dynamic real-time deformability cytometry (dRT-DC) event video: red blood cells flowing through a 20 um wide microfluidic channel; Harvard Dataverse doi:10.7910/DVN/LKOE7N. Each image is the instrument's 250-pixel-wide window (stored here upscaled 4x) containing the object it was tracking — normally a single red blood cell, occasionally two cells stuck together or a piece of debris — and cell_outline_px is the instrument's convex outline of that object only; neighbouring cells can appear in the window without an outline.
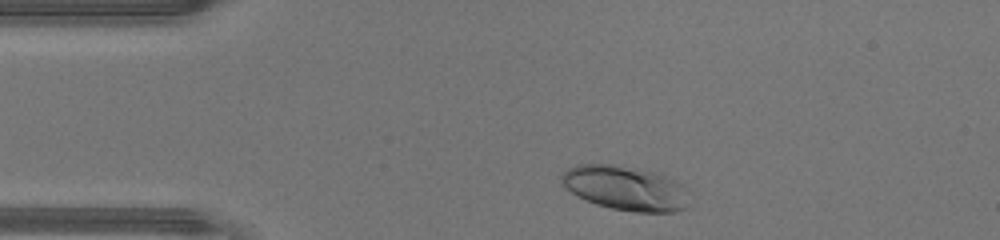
{"species": "human", "species_latin": "Homo sapiens", "temperature_condition": "warm", "stored_images_in_passage": 31, "camera_frame_rate_fps": 3000, "um_per_image_px": 0.085, "donor": {"sex": "male"}, "frame": {"image": 1, "passage_image": 2, "time_ms": 0.333, "image_size_px": [1000, 240], "cell_outline_px": [[684, 208], [672, 212], [636, 212], [612, 208], [596, 204], [572, 192], [560, 180], [560, 176], [568, 168], [576, 164], [608, 164], [636, 168], [668, 176], [684, 184]], "centroid_in_image_um": [53.12, 15.97], "position_along_channel_um": 31.9, "area_um2": 32.43}}
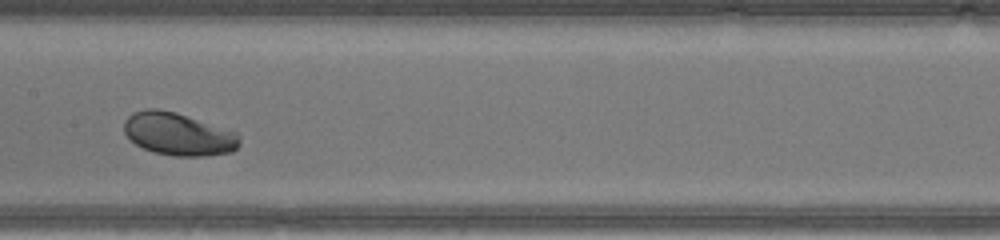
{"frame": {"image": 2, "passage_image": 16, "time_ms": 5.0, "image_size_px": [1000, 240], "cell_outline_px": [[240, 144], [232, 152], [204, 156], [176, 156], [156, 152], [144, 148], [136, 144], [124, 132], [124, 120], [132, 112], [144, 108], [156, 108], [176, 112], [236, 132], [240, 136]], "centroid_in_image_um": [15.15, 11.38], "position_along_channel_um": 192.2, "area_um2": 28.67}}
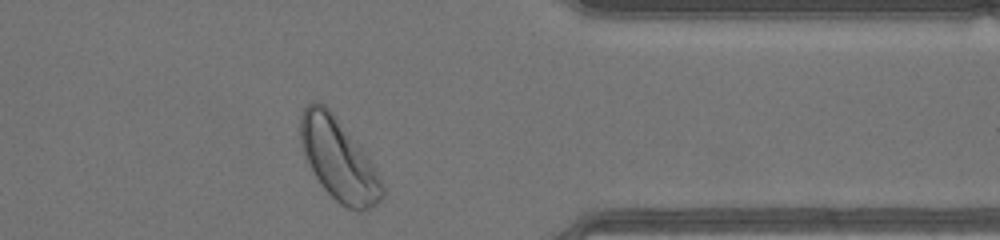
{"frame": {"image": 3, "passage_image": 30, "time_ms": 9.667, "image_size_px": [1000, 240], "cell_outline_px": [[384, 196], [376, 204], [360, 212], [356, 212], [340, 204], [320, 184], [304, 156], [300, 148], [300, 116], [304, 108], [312, 100], [316, 100], [324, 104], [332, 112], [360, 144], [368, 156], [384, 184]], "centroid_in_image_um": [28.78, 13.54], "position_along_channel_um": 382.6, "area_um2": 39.36}, "authors_computed_cell_mechanics": {"area_um2": 29.0734, "velocity_mm_per_s": 4.408, "shape_relaxation_time_tau1_ms": 0.9044, "shape_relaxation_time_tau2_ms": null, "deformation_change_tau1": 0.0761, "deformation_change_tau2": null}}